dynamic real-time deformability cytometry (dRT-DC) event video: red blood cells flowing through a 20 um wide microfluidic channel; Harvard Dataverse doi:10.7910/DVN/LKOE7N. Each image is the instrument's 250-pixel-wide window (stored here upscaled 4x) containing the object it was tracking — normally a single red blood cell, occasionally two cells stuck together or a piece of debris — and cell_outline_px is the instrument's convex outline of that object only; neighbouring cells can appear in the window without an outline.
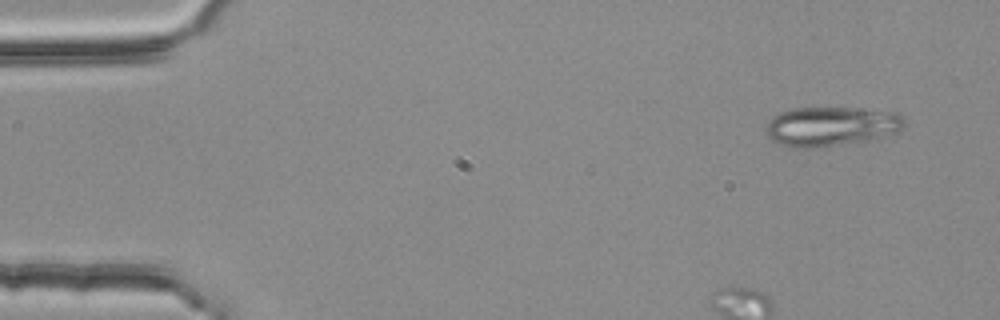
{"species": "common noctule bat (a hibernating species)", "species_latin": "Nyctalus noctula", "temperature_condition": "room temperature", "stored_images_in_passage": 4, "camera_frame_rate_fps": 3000, "um_per_image_px": 0.085, "animal": {"sex": "female", "body_mass_g": 25.1}, "frame": {"image": 1, "passage_image": 1, "time_ms": 0.0, "image_size_px": [1000, 320], "cell_outline_px": [[904, 128], [896, 132], [872, 140], [816, 148], [792, 148], [780, 144], [772, 140], [764, 132], [764, 128], [768, 120], [772, 116], [780, 112], [792, 108], [852, 108], [900, 112], [904, 116]], "centroid_in_image_um": [70.63, 10.74], "position_along_channel_um": 14.4, "area_um2": 32.37}}